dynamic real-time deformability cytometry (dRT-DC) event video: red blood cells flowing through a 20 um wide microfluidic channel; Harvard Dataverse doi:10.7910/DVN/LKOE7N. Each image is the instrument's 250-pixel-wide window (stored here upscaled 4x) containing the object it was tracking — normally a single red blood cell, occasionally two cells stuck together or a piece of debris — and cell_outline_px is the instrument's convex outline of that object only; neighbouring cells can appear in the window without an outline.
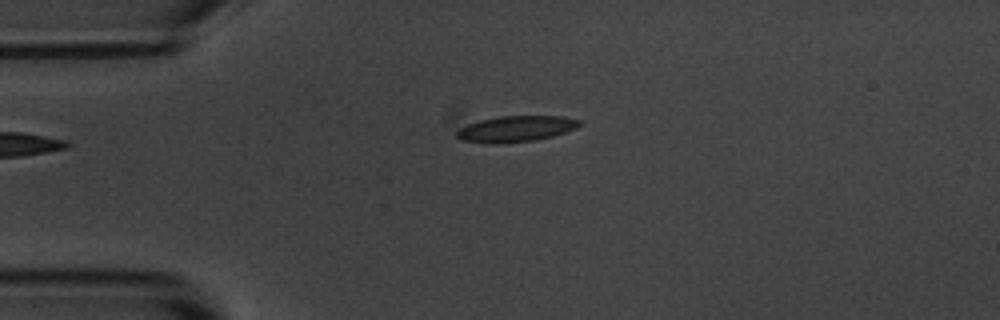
{"species": "common noctule bat (a hibernating species)", "species_latin": "Nyctalus noctula", "temperature_condition": "room temperature", "stored_images_in_passage": 2, "camera_frame_rate_fps": 3000, "um_per_image_px": 0.085, "animal": {"sex": "male", "body_mass_g": 20.1, "forearm_length_mm": 53.5}, "frame": {"image": 1, "passage_image": 1, "time_ms": 0.0, "image_size_px": [1000, 320], "cell_outline_px": [[580, 124], [576, 128], [552, 136], [536, 140], [496, 144], [484, 144], [460, 140], [456, 136], [456, 132], [460, 128], [468, 124], [480, 120], [500, 116], [564, 116], [580, 120]], "centroid_in_image_um": [43.81, 10.96], "position_along_channel_um": 41.2, "area_um2": 18.67}}